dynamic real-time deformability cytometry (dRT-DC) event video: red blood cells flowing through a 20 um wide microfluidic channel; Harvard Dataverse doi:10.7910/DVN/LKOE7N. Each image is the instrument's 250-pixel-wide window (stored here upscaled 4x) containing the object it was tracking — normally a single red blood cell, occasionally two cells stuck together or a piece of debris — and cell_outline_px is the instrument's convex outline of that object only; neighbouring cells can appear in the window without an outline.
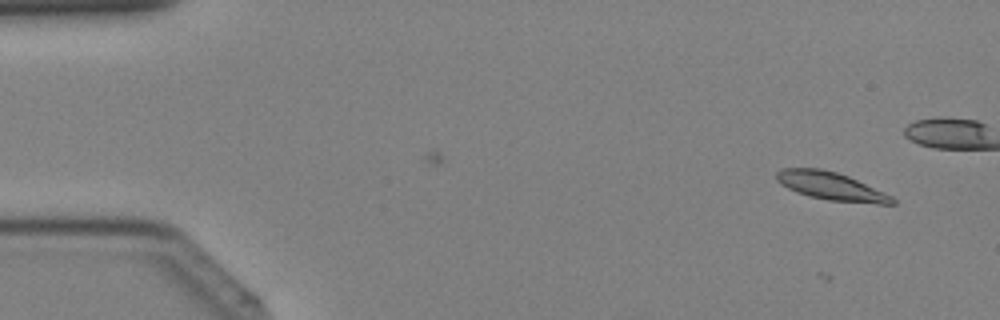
{"species": "Egyptian fruit bat (a non-hibernating species)", "species_latin": "Rousettus aegyptiacus", "temperature_condition": "cold", "stored_images_in_passage": 12, "camera_frame_rate_fps": 3000, "um_per_image_px": 0.085, "animal": {"sex": "female"}, "frame": {"image": 1, "passage_image": 3, "time_ms": 0.667, "image_size_px": [1000, 320], "cell_outline_px": [[896, 204], [876, 204], [828, 200], [808, 196], [796, 192], [780, 184], [776, 180], [776, 172], [780, 168], [820, 168], [836, 172], [848, 176], [892, 196], [896, 200]], "centroid_in_image_um": [70.61, 15.82], "position_along_channel_um": 14.4, "area_um2": 18.9}}
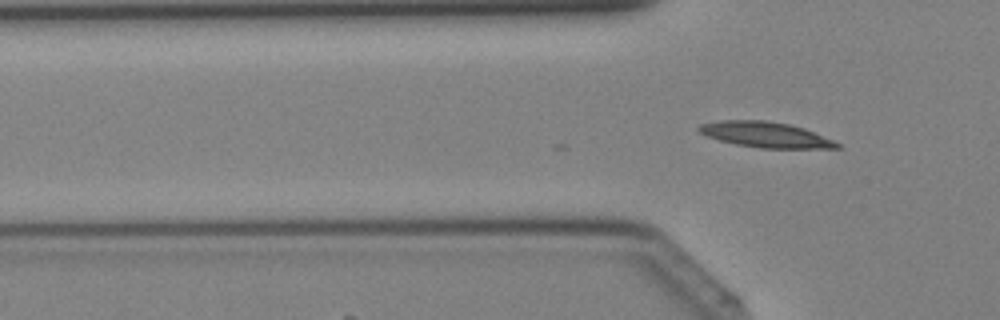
{"frame": {"image": 2, "passage_image": 12, "time_ms": 3.667, "image_size_px": [1000, 320], "cell_outline_px": [[844, 148], [760, 148], [736, 144], [720, 140], [708, 136], [700, 132], [696, 128], [700, 124], [720, 120], [764, 120], [788, 124], [804, 128], [832, 140], [840, 144]], "centroid_in_image_um": [65.06, 11.44], "position_along_channel_um": 60.7, "area_um2": 20.35}}